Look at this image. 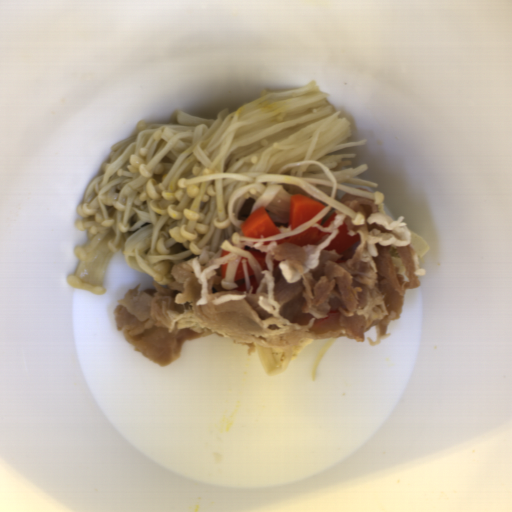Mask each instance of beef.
Masks as SVG:
<instances>
[{"label": "beef", "mask_w": 512, "mask_h": 512, "mask_svg": "<svg viewBox=\"0 0 512 512\" xmlns=\"http://www.w3.org/2000/svg\"><path fill=\"white\" fill-rule=\"evenodd\" d=\"M334 198L351 212L361 213L355 224L336 208L328 227L316 221L311 227L330 232L315 244H277L276 241H239L235 247L265 252V266L256 293L226 290L221 285V263L201 265L198 257L173 266L172 280L143 290L142 284L116 301L113 316L134 350L166 367L181 357L183 342L211 335L226 337L248 347V357L258 346L295 348L302 339L347 337L376 347L391 334L399 320L407 290L421 283L416 271L411 231L390 218L384 202L338 190ZM347 224L349 235L360 241L346 252L326 251ZM310 227V228H311Z\"/></svg>", "instance_id": "33117281"}]
</instances>
